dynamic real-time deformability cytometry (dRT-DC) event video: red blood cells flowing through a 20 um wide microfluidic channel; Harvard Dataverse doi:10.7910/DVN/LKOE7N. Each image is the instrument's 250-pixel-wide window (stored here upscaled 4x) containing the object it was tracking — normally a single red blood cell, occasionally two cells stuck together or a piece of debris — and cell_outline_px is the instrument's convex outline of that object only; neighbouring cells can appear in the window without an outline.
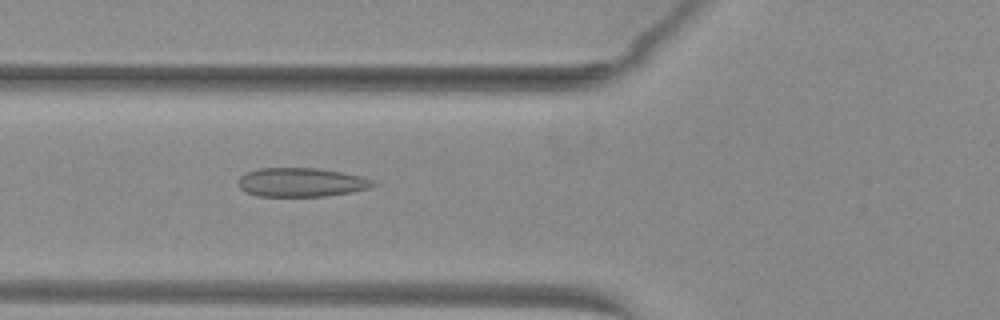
{"species": "common noctule bat (a hibernating species)", "species_latin": "Nyctalus noctula", "temperature_condition": "warm", "stored_images_in_passage": 51, "camera_frame_rate_fps": 3000, "um_per_image_px": 0.085, "animal": {"sex": "female", "body_mass_g": 29.2, "forearm_length_mm": 56.3}, "frame": {"image": 1, "passage_image": 20, "time_ms": 6.333, "image_size_px": [1000, 320], "cell_outline_px": [[376, 184], [368, 188], [348, 192], [324, 196], [256, 196], [244, 192], [240, 188], [236, 180], [244, 172], [260, 168], [316, 168], [340, 172], [360, 176], [372, 180]], "centroid_in_image_um": [25.5, 15.49], "position_along_channel_um": 100.3, "area_um2": 22.66}}
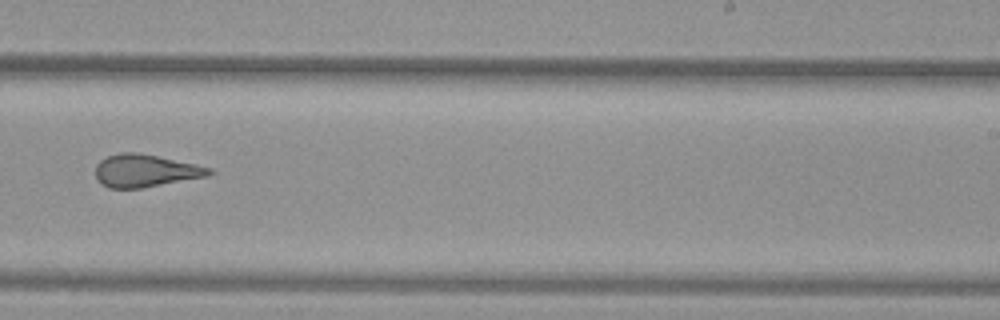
{"frame": {"image": 2, "passage_image": 33, "time_ms": 10.667, "image_size_px": [1000, 320], "cell_outline_px": [[216, 172], [208, 176], [140, 188], [108, 188], [96, 180], [96, 164], [100, 160], [108, 156], [120, 152], [136, 152], [196, 164], [212, 168]], "centroid_in_image_um": [12.35, 14.51], "position_along_channel_um": 276.6, "area_um2": 21.56}}
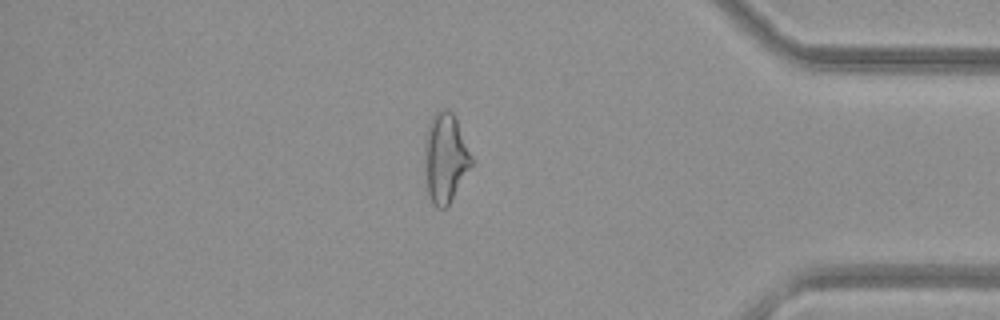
{"frame": {"image": 3, "passage_image": 44, "time_ms": 14.333, "image_size_px": [1000, 320], "cell_outline_px": [[472, 164], [448, 204], [444, 208], [436, 208], [428, 192], [424, 160], [424, 140], [428, 124], [432, 116], [440, 108], [448, 108], [452, 112], [456, 120], [472, 156]], "centroid_in_image_um": [37.82, 13.36], "position_along_channel_um": 397.4, "area_um2": 24.04}, "authors_computed_cell_mechanics": {"area_um2": 24.2182, "velocity_mm_per_s": 4.0675, "shape_relaxation_time_tau1_ms": null, "shape_relaxation_time_tau2_ms": 1.618, "deformation_change_tau1": null, "deformation_change_tau2": 0.0851}}